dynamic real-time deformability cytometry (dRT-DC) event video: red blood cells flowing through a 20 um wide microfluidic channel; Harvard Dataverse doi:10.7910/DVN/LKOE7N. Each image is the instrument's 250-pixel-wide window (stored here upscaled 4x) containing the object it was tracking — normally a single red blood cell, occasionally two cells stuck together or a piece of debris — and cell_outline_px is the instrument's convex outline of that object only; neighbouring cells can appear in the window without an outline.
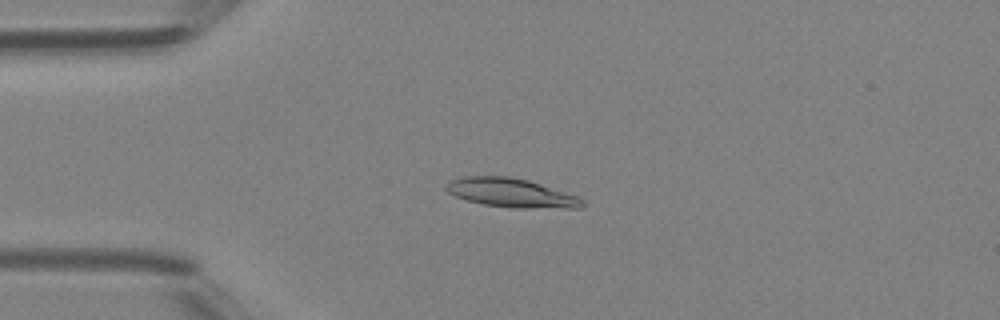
{"species": "Egyptian fruit bat (a non-hibernating species)", "species_latin": "Rousettus aegyptiacus", "temperature_condition": "room temperature", "stored_images_in_passage": 47, "camera_frame_rate_fps": 3000, "um_per_image_px": 0.085, "animal": {"sex": "female"}, "frame": {"image": 1, "passage_image": 11, "time_ms": 3.333, "image_size_px": [1000, 320], "cell_outline_px": [[584, 204], [580, 208], [512, 208], [484, 204], [468, 200], [456, 196], [448, 192], [444, 188], [452, 180], [464, 176], [508, 176], [528, 180], [576, 196], [584, 200]], "centroid_in_image_um": [43.45, 16.4], "position_along_channel_um": 41.5, "area_um2": 22.66}}
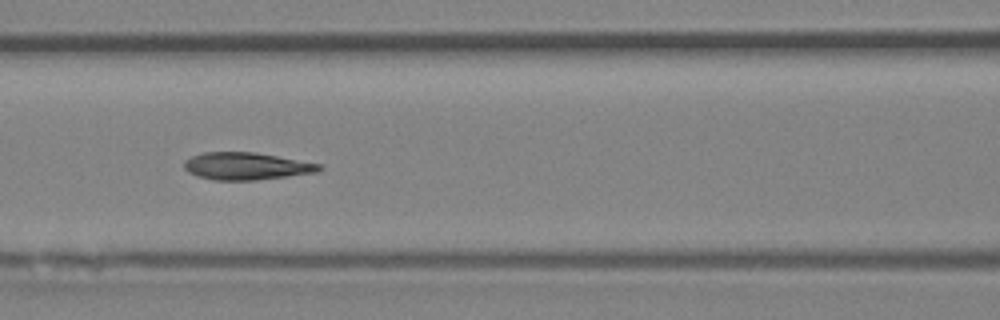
{"frame": {"image": 2, "passage_image": 20, "time_ms": 6.333, "image_size_px": [1000, 320], "cell_outline_px": [[324, 168], [320, 172], [256, 180], [212, 180], [196, 176], [188, 172], [184, 168], [184, 160], [192, 156], [204, 152], [256, 152], [320, 164]], "centroid_in_image_um": [20.93, 14.12], "position_along_channel_um": 145.7, "area_um2": 21.62}}
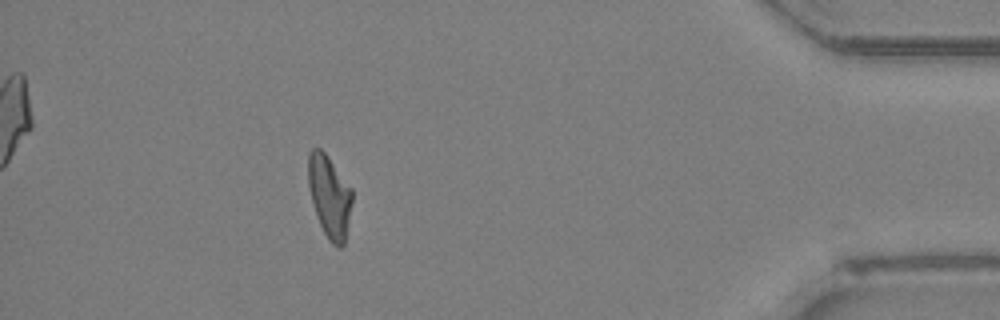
{"frame": {"image": 3, "passage_image": 42, "time_ms": 13.667, "image_size_px": [1000, 320], "cell_outline_px": [[352, 200], [344, 244], [340, 248], [332, 244], [328, 240], [320, 224], [312, 200], [308, 184], [308, 152], [312, 148], [320, 148], [328, 156], [352, 188]], "centroid_in_image_um": [28.0, 16.66], "position_along_channel_um": 407.2, "area_um2": 20.87}, "authors_computed_cell_mechanics": {"area_um2": 21.5594, "velocity_mm_per_s": 4.2753, "shape_relaxation_time_tau1_ms": 6.0337, "shape_relaxation_time_tau2_ms": 1.959, "deformation_change_tau1": 0.2178, "deformation_change_tau2": 0.0613}}